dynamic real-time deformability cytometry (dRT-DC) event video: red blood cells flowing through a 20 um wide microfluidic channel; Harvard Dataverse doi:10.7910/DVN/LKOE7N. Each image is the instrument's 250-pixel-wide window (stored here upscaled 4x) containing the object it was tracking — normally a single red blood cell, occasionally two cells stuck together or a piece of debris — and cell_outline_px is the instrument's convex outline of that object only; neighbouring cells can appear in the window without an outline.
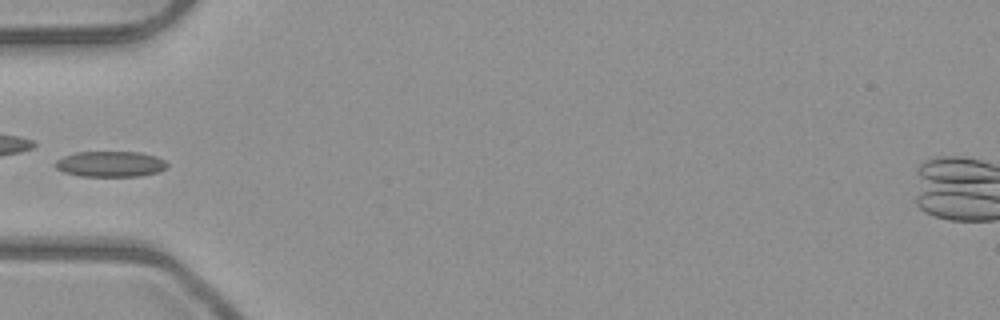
{"species": "common noctule bat (a hibernating species)", "species_latin": "Nyctalus noctula", "temperature_condition": "room temperature", "stored_images_in_passage": 36, "camera_frame_rate_fps": 3000, "um_per_image_px": 0.085, "animal": {"sex": "male", "body_mass_g": 23.1, "forearm_length_mm": 52.7}, "frame": {"image": 1, "passage_image": 1, "time_ms": 0.0, "image_size_px": [1000, 320], "cell_outline_px": [[168, 168], [160, 172], [140, 176], [80, 176], [64, 172], [56, 168], [52, 164], [56, 160], [64, 156], [76, 152], [140, 152], [156, 156], [164, 160], [168, 164]], "centroid_in_image_um": [9.4, 13.94], "position_along_channel_um": 75.6, "area_um2": 16.94}}
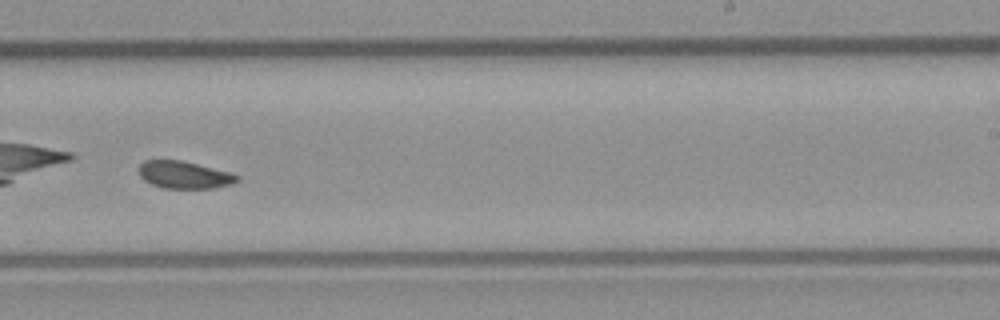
{"frame": {"image": 2, "passage_image": 16, "time_ms": 5.0, "image_size_px": [1000, 320], "cell_outline_px": [[240, 180], [232, 184], [216, 188], [164, 188], [152, 184], [144, 180], [140, 176], [140, 164], [144, 160], [180, 160], [228, 172], [240, 176]], "centroid_in_image_um": [15.67, 14.87], "position_along_channel_um": 273.3, "area_um2": 15.49}}